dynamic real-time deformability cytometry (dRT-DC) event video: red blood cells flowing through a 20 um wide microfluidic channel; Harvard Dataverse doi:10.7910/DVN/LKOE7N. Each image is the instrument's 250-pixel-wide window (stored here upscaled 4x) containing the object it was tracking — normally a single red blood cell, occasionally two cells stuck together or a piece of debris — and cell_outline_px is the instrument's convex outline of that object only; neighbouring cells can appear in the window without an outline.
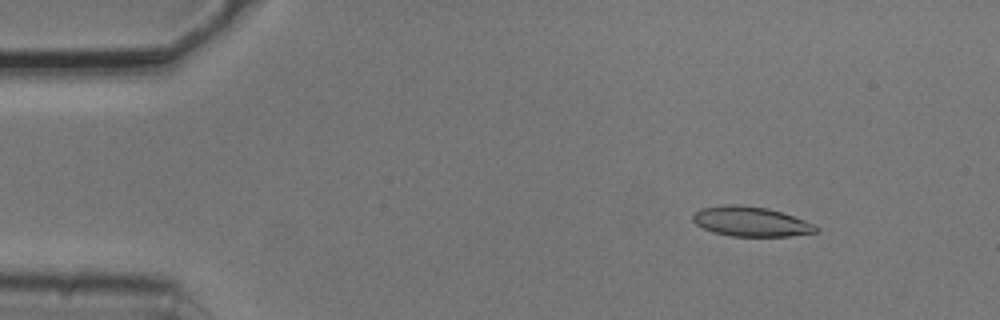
{"species": "common noctule bat (a hibernating species)", "species_latin": "Nyctalus noctula", "temperature_condition": "cold", "stored_images_in_passage": 4, "camera_frame_rate_fps": 3000, "um_per_image_px": 0.085, "animal": {"sex": "male", "body_mass_g": 20.5, "forearm_length_mm": 52.5}, "frame": {"image": 1, "passage_image": 2, "time_ms": 0.333, "image_size_px": [1000, 320], "cell_outline_px": [[820, 228], [816, 232], [788, 236], [732, 236], [712, 232], [696, 224], [692, 220], [692, 216], [700, 208], [724, 204], [740, 204], [768, 208], [816, 224]], "centroid_in_image_um": [63.81, 18.82], "position_along_channel_um": 21.2, "area_um2": 21.39}}
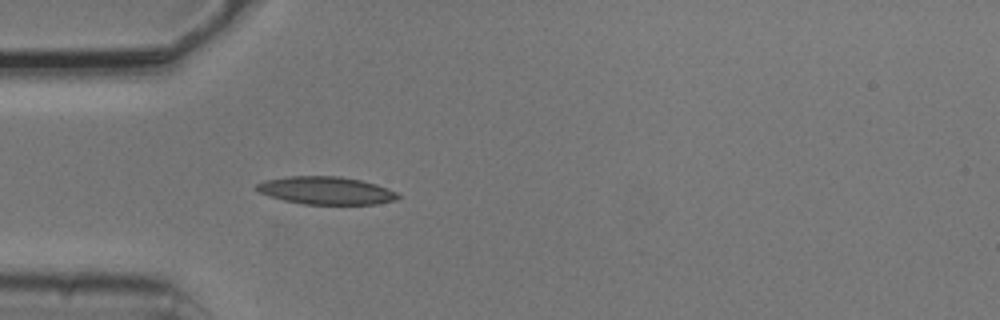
{"frame": {"image": 2, "passage_image": 4, "time_ms": 1.0, "image_size_px": [1000, 320], "cell_outline_px": [[400, 196], [396, 200], [376, 204], [304, 204], [284, 200], [260, 192], [256, 188], [256, 184], [264, 180], [288, 176], [340, 176], [360, 180], [376, 184], [388, 188], [396, 192]], "centroid_in_image_um": [27.74, 16.19], "position_along_channel_um": 57.3, "area_um2": 22.72}}